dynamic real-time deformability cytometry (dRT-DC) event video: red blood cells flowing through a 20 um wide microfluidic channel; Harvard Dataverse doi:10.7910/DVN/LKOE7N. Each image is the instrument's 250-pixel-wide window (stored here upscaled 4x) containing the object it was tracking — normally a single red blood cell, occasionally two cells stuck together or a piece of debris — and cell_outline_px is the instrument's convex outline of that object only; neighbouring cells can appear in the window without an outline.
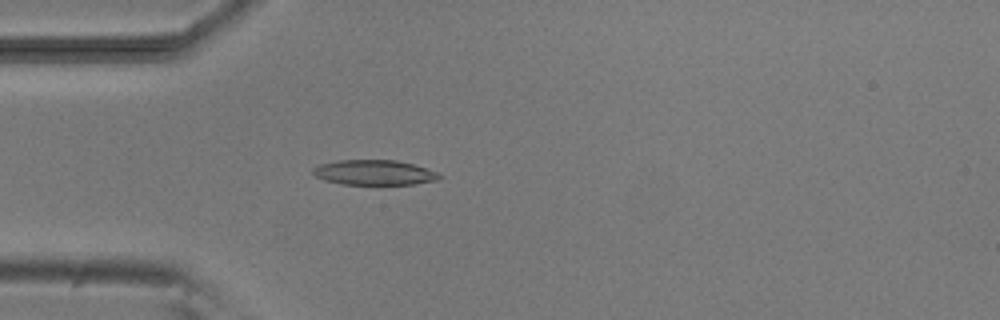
{"species": "common noctule bat (a hibernating species)", "species_latin": "Nyctalus noctula", "temperature_condition": "room temperature", "stored_images_in_passage": 4, "camera_frame_rate_fps": 3000, "um_per_image_px": 0.085, "animal": {"sex": "male", "body_mass_g": 20.5, "forearm_length_mm": 52.5}, "frame": {"image": 1, "passage_image": 4, "time_ms": 3.333, "image_size_px": [1000, 320], "cell_outline_px": [[440, 180], [412, 184], [340, 184], [324, 180], [316, 176], [312, 172], [312, 168], [320, 164], [336, 160], [396, 160], [412, 164], [440, 172]], "centroid_in_image_um": [31.81, 14.66], "position_along_channel_um": 53.2, "area_um2": 18.5}}